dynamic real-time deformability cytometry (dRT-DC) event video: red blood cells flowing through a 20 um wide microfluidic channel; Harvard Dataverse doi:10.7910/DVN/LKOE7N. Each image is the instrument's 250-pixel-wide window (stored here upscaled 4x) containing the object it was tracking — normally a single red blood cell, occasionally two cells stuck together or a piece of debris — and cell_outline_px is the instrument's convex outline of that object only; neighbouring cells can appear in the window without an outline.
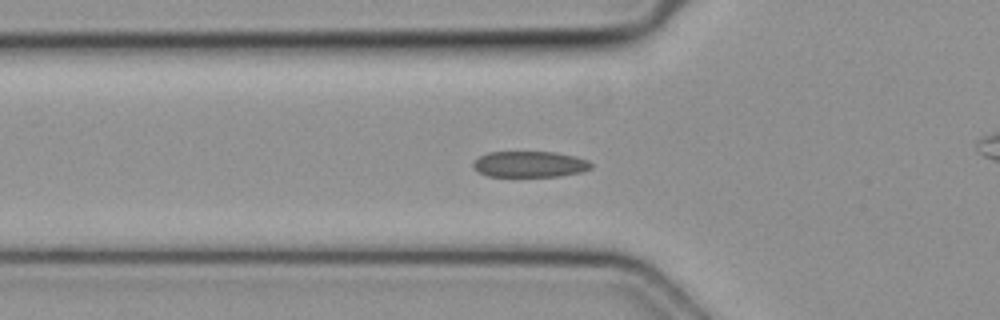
{"species": "common noctule bat (a hibernating species)", "species_latin": "Nyctalus noctula", "temperature_condition": "cold", "stored_images_in_passage": 48, "segment_of_instrument_passage": [1, 2], "camera_frame_rate_fps": 3000, "um_per_image_px": 0.085, "animal": {"sex": "female", "body_mass_g": 19.3, "forearm_length_mm": 54.1}, "frame": {"image": 1, "passage_image": 15, "time_ms": 4.667, "image_size_px": [1000, 320], "cell_outline_px": [[592, 168], [580, 172], [560, 176], [488, 176], [472, 168], [472, 164], [480, 156], [488, 152], [556, 152], [576, 156], [588, 160], [592, 164]], "centroid_in_image_um": [45.04, 13.95], "position_along_channel_um": 80.8, "area_um2": 17.86}}
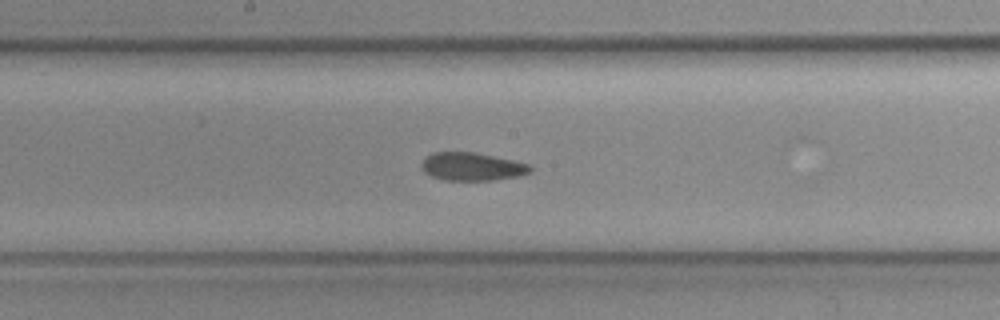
{"frame": {"image": 2, "passage_image": 24, "time_ms": 7.667, "image_size_px": [1000, 320], "cell_outline_px": [[532, 172], [516, 176], [492, 180], [444, 180], [432, 176], [424, 172], [420, 164], [432, 152], [476, 152], [512, 160], [528, 164], [532, 168]], "centroid_in_image_um": [40.1, 14.16], "position_along_channel_um": 208.1, "area_um2": 17.63}}
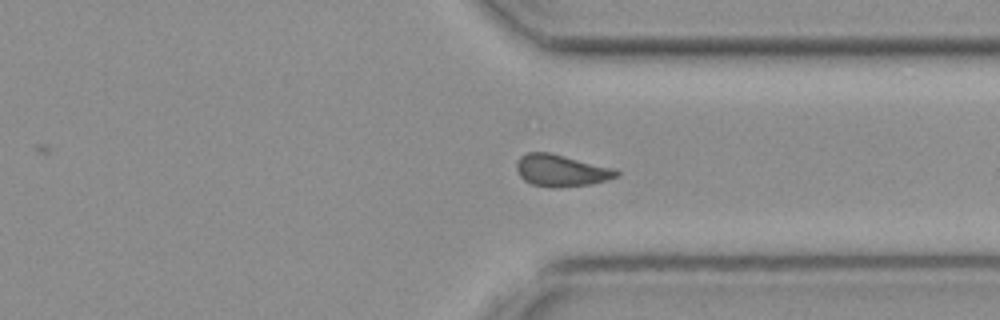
{"frame": {"image": 3, "passage_image": 35, "time_ms": 11.333, "image_size_px": [1000, 320], "cell_outline_px": [[620, 176], [608, 180], [592, 184], [556, 188], [552, 188], [532, 184], [524, 180], [520, 176], [516, 168], [516, 164], [520, 156], [528, 152], [548, 152], [616, 168], [620, 172]], "centroid_in_image_um": [47.74, 14.5], "position_along_channel_um": 363.7, "area_um2": 18.79}}